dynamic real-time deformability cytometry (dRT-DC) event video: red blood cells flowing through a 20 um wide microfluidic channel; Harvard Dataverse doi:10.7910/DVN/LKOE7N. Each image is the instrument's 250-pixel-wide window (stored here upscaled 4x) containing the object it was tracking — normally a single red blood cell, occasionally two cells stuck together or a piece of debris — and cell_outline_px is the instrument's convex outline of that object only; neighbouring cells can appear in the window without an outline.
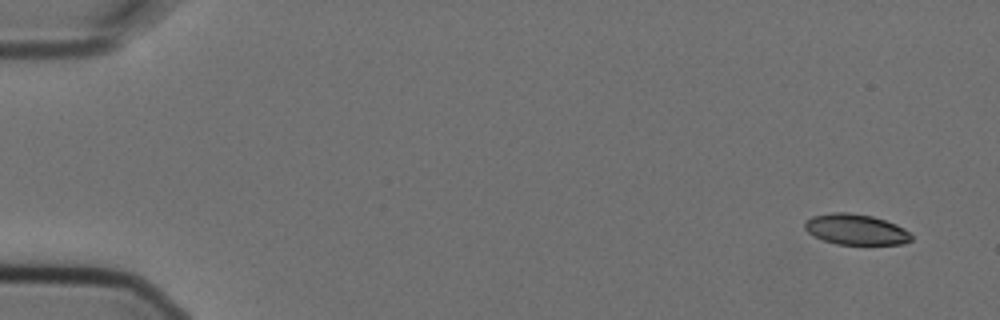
{"species": "Egyptian fruit bat (a non-hibernating species)", "species_latin": "Rousettus aegyptiacus", "temperature_condition": "cold", "stored_images_in_passage": 6, "segment_of_instrument_passage": [1, 2], "camera_frame_rate_fps": 3000, "um_per_image_px": 0.085, "animal": {"sex": "female"}, "frame": {"image": 1, "passage_image": 1, "time_ms": 0.0, "image_size_px": [1000, 320], "cell_outline_px": [[912, 240], [904, 244], [836, 244], [824, 240], [808, 232], [804, 228], [804, 220], [812, 216], [832, 212], [848, 212], [872, 216], [896, 224], [904, 228], [912, 236]], "centroid_in_image_um": [72.73, 19.49], "position_along_channel_um": 12.3, "area_um2": 19.02}}